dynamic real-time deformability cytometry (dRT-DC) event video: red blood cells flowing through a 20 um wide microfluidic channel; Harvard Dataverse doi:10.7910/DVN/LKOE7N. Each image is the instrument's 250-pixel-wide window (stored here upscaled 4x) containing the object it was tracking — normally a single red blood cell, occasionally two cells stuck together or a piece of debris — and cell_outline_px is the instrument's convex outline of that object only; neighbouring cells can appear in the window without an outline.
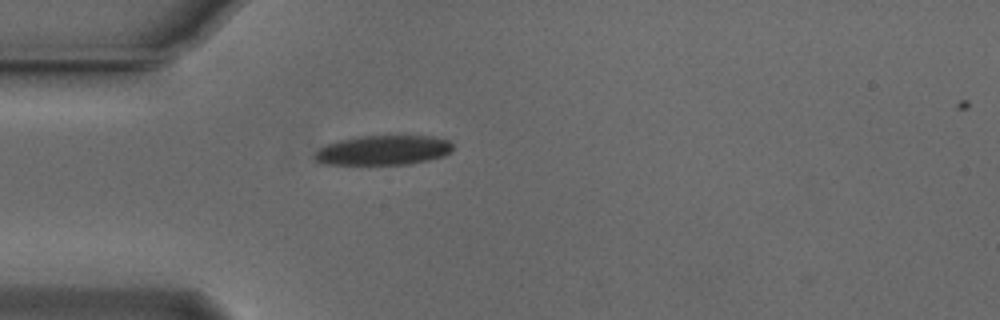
{"species": "Egyptian fruit bat (a non-hibernating species)", "species_latin": "Rousettus aegyptiacus", "temperature_condition": "cold", "stored_images_in_passage": 41, "camera_frame_rate_fps": 3000, "um_per_image_px": 0.085, "animal": {"sex": "male"}, "frame": {"image": 1, "passage_image": 2, "time_ms": 0.333, "image_size_px": [1000, 320], "cell_outline_px": [[452, 152], [444, 156], [428, 160], [408, 164], [324, 164], [316, 160], [312, 156], [324, 144], [336, 140], [360, 136], [432, 136], [448, 140], [452, 144]], "centroid_in_image_um": [32.56, 12.76], "position_along_channel_um": 52.4, "area_um2": 23.99}}
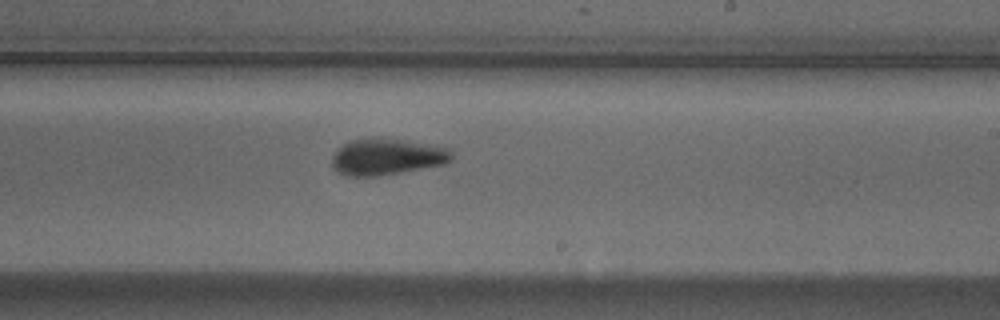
{"frame": {"image": 2, "passage_image": 19, "time_ms": 6.0, "image_size_px": [1000, 320], "cell_outline_px": [[452, 160], [444, 164], [400, 172], [376, 176], [348, 176], [336, 172], [332, 168], [332, 156], [336, 148], [352, 140], [400, 140], [452, 148]], "centroid_in_image_um": [32.87, 13.36], "position_along_channel_um": 256.1, "area_um2": 24.85}}
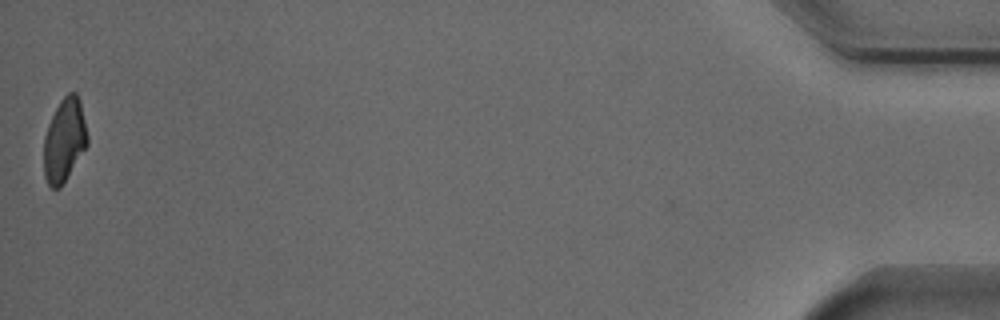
{"frame": {"image": 3, "passage_image": 41, "time_ms": 13.333, "image_size_px": [1000, 320], "cell_outline_px": [[88, 144], [60, 188], [52, 188], [48, 184], [44, 176], [44, 136], [48, 124], [60, 100], [68, 92], [76, 92], [80, 100], [88, 136]], "centroid_in_image_um": [5.47, 11.9], "position_along_channel_um": 429.7, "area_um2": 21.1}, "authors_computed_cell_mechanics": {"area_um2": 23.987, "velocity_mm_per_s": 3.7402, "shape_relaxation_time_tau1_ms": 3.0917, "shape_relaxation_time_tau2_ms": 4.2405, "deformation_change_tau1": 0.1209, "deformation_change_tau2": 0.1077}}